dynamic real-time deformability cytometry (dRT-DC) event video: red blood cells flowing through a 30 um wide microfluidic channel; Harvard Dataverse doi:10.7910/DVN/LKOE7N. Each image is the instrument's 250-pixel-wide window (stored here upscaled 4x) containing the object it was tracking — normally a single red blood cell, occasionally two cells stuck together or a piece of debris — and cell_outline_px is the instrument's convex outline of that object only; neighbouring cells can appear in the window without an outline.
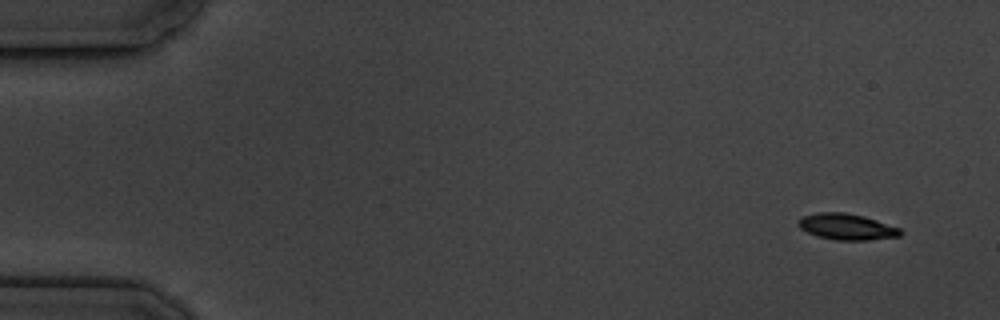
{"species": "common noctule bat (a hibernating species)", "species_latin": "Nyctalus noctula", "temperature_condition": "cold", "stored_images_in_passage": 5, "camera_frame_rate_fps": 3000, "um_per_image_px": 0.085, "animal": {"sex": "male", "body_mass_g": 19.5, "forearm_length_mm": 54.6}, "frame": {"image": 1, "passage_image": 1, "time_ms": 0.0, "image_size_px": [1000, 320], "cell_outline_px": [[904, 232], [900, 236], [868, 240], [836, 240], [820, 236], [808, 232], [800, 228], [796, 224], [796, 220], [804, 216], [820, 212], [844, 212], [864, 216], [900, 228]], "centroid_in_image_um": [71.98, 19.27], "position_along_channel_um": 13.0, "area_um2": 15.49}}
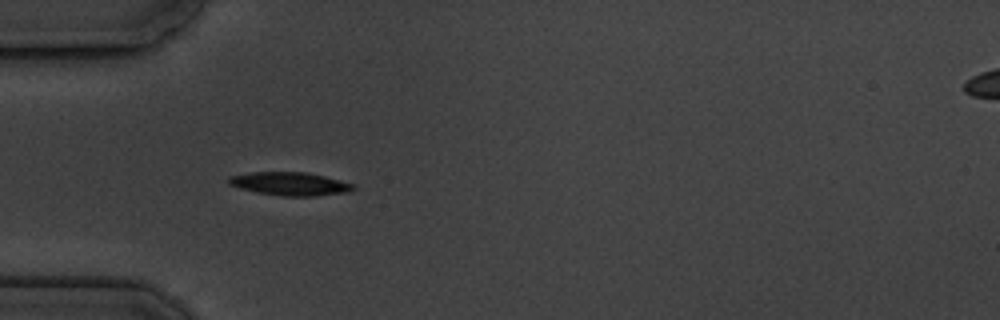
{"frame": {"image": 2, "passage_image": 4, "time_ms": 4.667, "image_size_px": [1000, 320], "cell_outline_px": [[356, 188], [348, 192], [316, 196], [284, 196], [260, 192], [240, 188], [228, 184], [228, 176], [252, 172], [308, 172], [356, 184]], "centroid_in_image_um": [24.69, 15.61], "position_along_channel_um": 60.3, "area_um2": 16.88}}